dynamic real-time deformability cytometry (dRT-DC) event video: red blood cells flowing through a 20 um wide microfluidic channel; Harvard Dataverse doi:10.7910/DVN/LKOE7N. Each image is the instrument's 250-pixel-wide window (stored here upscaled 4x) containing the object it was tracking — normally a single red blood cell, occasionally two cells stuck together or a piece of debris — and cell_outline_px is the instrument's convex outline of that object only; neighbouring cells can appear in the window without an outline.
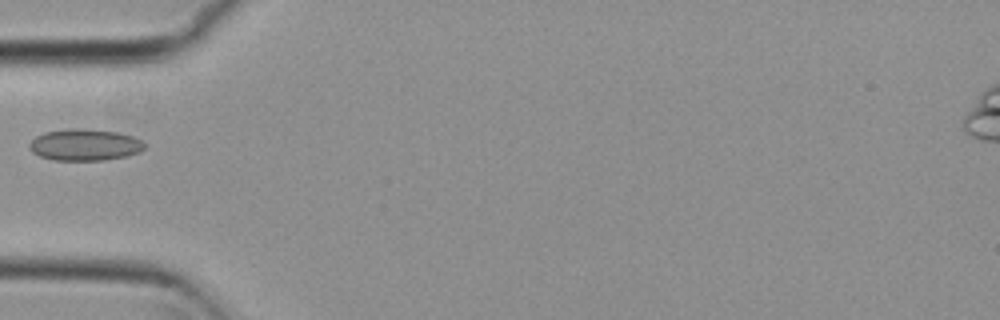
{"species": "common noctule bat (a hibernating species)", "species_latin": "Nyctalus noctula", "temperature_condition": "cold", "stored_images_in_passage": 1, "camera_frame_rate_fps": 3000, "um_per_image_px": 0.085, "animal": {"sex": "female", "body_mass_g": 29.2, "forearm_length_mm": 56.3}, "frame": {"image": 1, "passage_image": 1, "time_ms": 0.0, "image_size_px": [1000, 320], "cell_outline_px": [[144, 148], [140, 152], [124, 156], [104, 160], [52, 160], [40, 156], [32, 152], [28, 148], [28, 144], [36, 136], [44, 132], [68, 128], [76, 128], [116, 132], [132, 136], [140, 140], [144, 144]], "centroid_in_image_um": [7.15, 12.31], "position_along_channel_um": 77.8, "area_um2": 21.1}}